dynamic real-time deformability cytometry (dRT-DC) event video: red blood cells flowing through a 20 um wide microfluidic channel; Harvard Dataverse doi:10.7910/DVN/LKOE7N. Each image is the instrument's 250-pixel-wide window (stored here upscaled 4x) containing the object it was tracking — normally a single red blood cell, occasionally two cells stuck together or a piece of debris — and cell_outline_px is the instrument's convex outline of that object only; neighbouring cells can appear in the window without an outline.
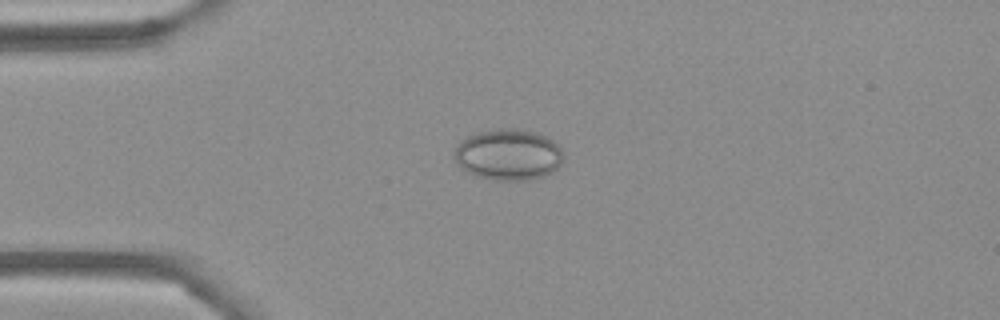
{"species": "Egyptian fruit bat (a non-hibernating species)", "species_latin": "Rousettus aegyptiacus", "temperature_condition": "cold", "stored_images_in_passage": 53, "camera_frame_rate_fps": 3000, "um_per_image_px": 0.085, "frame": {"image": 1, "passage_image": 12, "time_ms": 3.667, "image_size_px": [1000, 320], "cell_outline_px": [[564, 156], [560, 164], [552, 172], [544, 176], [528, 180], [492, 180], [476, 176], [468, 172], [456, 164], [452, 156], [452, 152], [460, 140], [476, 132], [496, 128], [508, 128], [536, 132], [548, 136], [560, 148]], "centroid_in_image_um": [43.16, 13.14], "position_along_channel_um": 41.8, "area_um2": 32.95}}
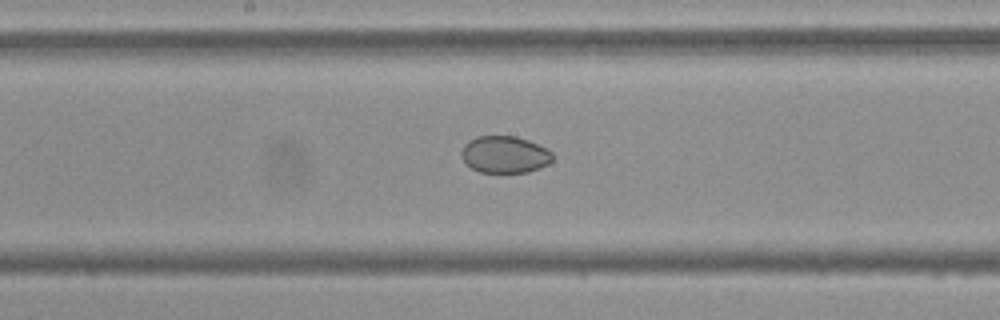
{"frame": {"image": 2, "passage_image": 27, "time_ms": 8.667, "image_size_px": [1000, 320], "cell_outline_px": [[552, 160], [548, 164], [528, 172], [480, 172], [472, 168], [460, 156], [460, 152], [464, 144], [468, 140], [476, 136], [516, 136], [528, 140], [548, 148], [552, 152]], "centroid_in_image_um": [42.89, 13.12], "position_along_channel_um": 205.3, "area_um2": 19.71}}
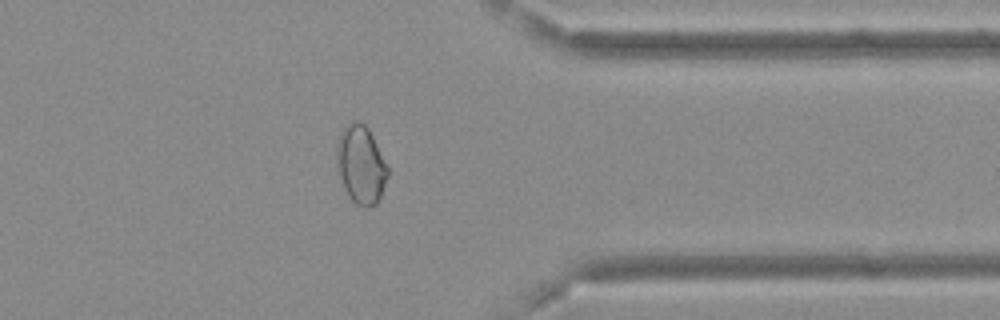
{"frame": {"image": 3, "passage_image": 42, "time_ms": 13.667, "image_size_px": [1000, 320], "cell_outline_px": [[388, 176], [380, 200], [376, 204], [368, 208], [364, 208], [356, 204], [348, 196], [336, 172], [336, 148], [340, 132], [344, 124], [352, 120], [360, 120], [368, 128], [388, 168]], "centroid_in_image_um": [30.64, 14.0], "position_along_channel_um": 380.8, "area_um2": 23.76}, "authors_computed_cell_mechanics": {"area_um2": 24.6228, "velocity_mm_per_s": 3.6961, "shape_relaxation_time_tau1_ms": null, "shape_relaxation_time_tau2_ms": 2.0784, "deformation_change_tau1": null, "deformation_change_tau2": 0.028}}